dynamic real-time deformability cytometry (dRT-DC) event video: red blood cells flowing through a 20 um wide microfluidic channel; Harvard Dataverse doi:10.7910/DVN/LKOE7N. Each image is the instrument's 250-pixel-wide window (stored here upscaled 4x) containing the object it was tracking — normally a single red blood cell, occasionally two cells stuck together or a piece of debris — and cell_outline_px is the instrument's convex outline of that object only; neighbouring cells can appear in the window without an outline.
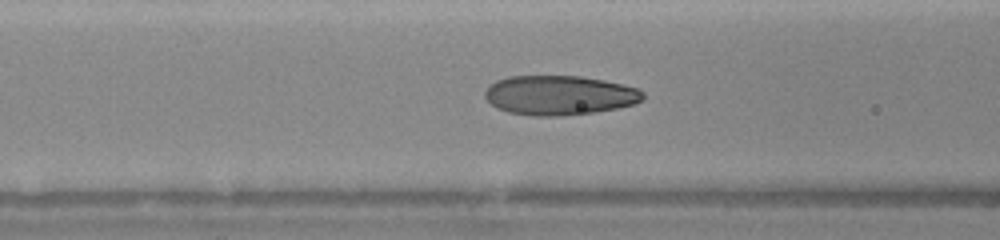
{"species": "human", "species_latin": "Homo sapiens", "temperature_condition": "warm", "stored_images_in_passage": 17, "camera_frame_rate_fps": 3000, "um_per_image_px": 0.085, "donor": {"sex": "female"}, "frame": {"image": 1, "passage_image": 15, "time_ms": 5.667, "image_size_px": [1000, 240], "cell_outline_px": [[644, 100], [632, 104], [616, 108], [592, 112], [560, 116], [532, 116], [508, 112], [496, 108], [484, 96], [484, 92], [488, 84], [496, 80], [508, 76], [580, 76], [604, 80], [624, 84], [640, 88], [644, 92]], "centroid_in_image_um": [47.54, 8.09], "position_along_channel_um": 119.1, "area_um2": 36.65}}